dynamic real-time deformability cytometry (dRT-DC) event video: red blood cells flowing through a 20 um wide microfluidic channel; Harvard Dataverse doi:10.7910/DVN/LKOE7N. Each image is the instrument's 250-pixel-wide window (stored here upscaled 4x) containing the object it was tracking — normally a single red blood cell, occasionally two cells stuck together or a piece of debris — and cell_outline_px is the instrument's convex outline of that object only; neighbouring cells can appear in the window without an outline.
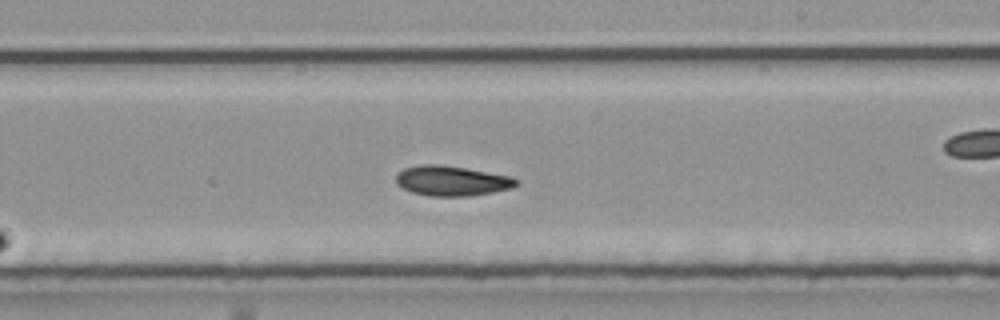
{"species": "common noctule bat (a hibernating species)", "species_latin": "Nyctalus noctula", "temperature_condition": "room temperature", "stored_images_in_passage": 25, "camera_frame_rate_fps": 3000, "um_per_image_px": 0.085, "animal": {"sex": "male", "body_mass_g": 20.4}, "frame": {"image": 1, "passage_image": 11, "time_ms": 3.333, "image_size_px": [1000, 320], "cell_outline_px": [[520, 184], [512, 188], [492, 192], [468, 196], [428, 196], [412, 192], [396, 184], [396, 176], [404, 168], [420, 164], [440, 164], [512, 176], [520, 180]], "centroid_in_image_um": [38.43, 15.37], "position_along_channel_um": 250.6, "area_um2": 21.1}}